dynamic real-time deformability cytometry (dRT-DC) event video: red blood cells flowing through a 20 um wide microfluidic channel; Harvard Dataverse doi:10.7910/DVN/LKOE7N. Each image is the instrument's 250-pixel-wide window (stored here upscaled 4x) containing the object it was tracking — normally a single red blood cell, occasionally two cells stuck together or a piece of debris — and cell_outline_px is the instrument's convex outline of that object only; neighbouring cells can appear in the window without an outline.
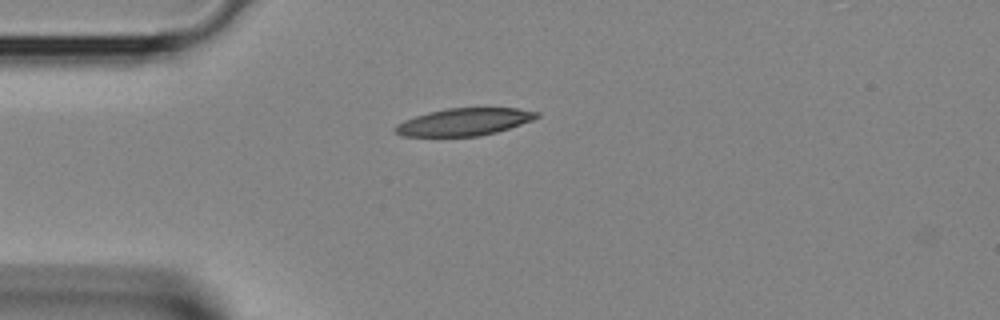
{"species": "Egyptian fruit bat (a non-hibernating species)", "species_latin": "Rousettus aegyptiacus", "temperature_condition": "room temperature", "stored_images_in_passage": 32, "camera_frame_rate_fps": 3000, "um_per_image_px": 0.085, "animal": {"sex": "female"}, "frame": {"image": 1, "passage_image": 2, "time_ms": 0.333, "image_size_px": [1000, 320], "cell_outline_px": [[540, 116], [532, 120], [496, 132], [480, 136], [400, 136], [392, 132], [392, 128], [396, 124], [404, 120], [428, 112], [448, 108], [516, 108], [540, 112]], "centroid_in_image_um": [39.4, 10.36], "position_along_channel_um": 45.6, "area_um2": 22.6}}
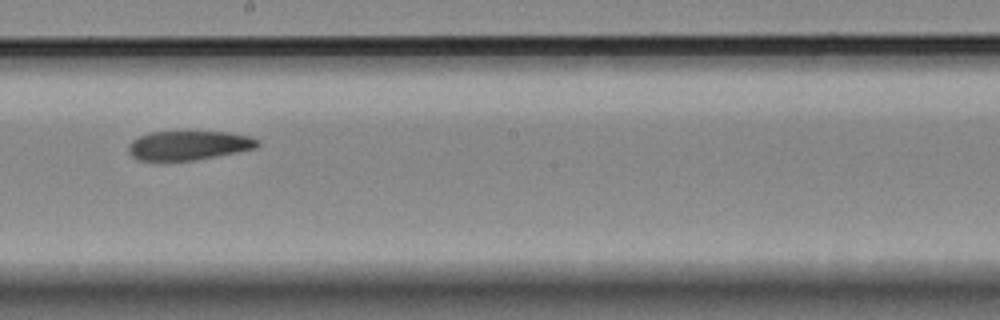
{"frame": {"image": 2, "passage_image": 14, "time_ms": 4.333, "image_size_px": [1000, 320], "cell_outline_px": [[260, 144], [256, 148], [216, 156], [192, 160], [140, 160], [132, 156], [128, 152], [128, 144], [132, 140], [140, 136], [152, 132], [228, 132], [248, 136], [260, 140]], "centroid_in_image_um": [16.04, 12.35], "position_along_channel_um": 232.2, "area_um2": 21.73}}
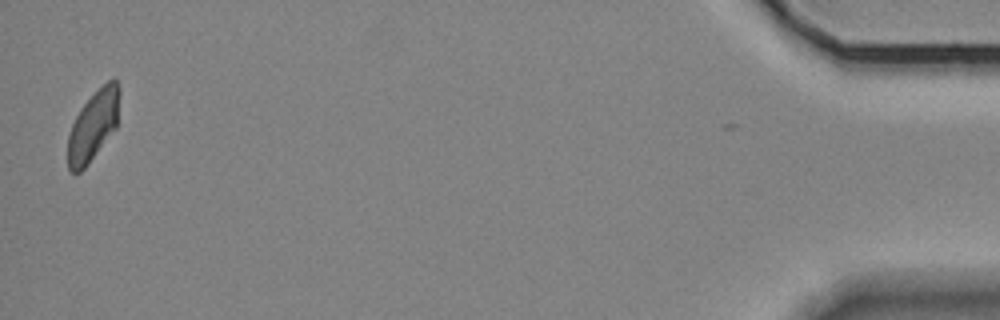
{"frame": {"image": 3, "passage_image": 31, "time_ms": 10.0, "image_size_px": [1000, 320], "cell_outline_px": [[120, 92], [116, 128], [88, 164], [80, 172], [72, 172], [68, 168], [68, 136], [72, 124], [80, 108], [112, 76], [116, 76], [120, 88]], "centroid_in_image_um": [7.94, 10.65], "position_along_channel_um": 427.3, "area_um2": 20.98}}